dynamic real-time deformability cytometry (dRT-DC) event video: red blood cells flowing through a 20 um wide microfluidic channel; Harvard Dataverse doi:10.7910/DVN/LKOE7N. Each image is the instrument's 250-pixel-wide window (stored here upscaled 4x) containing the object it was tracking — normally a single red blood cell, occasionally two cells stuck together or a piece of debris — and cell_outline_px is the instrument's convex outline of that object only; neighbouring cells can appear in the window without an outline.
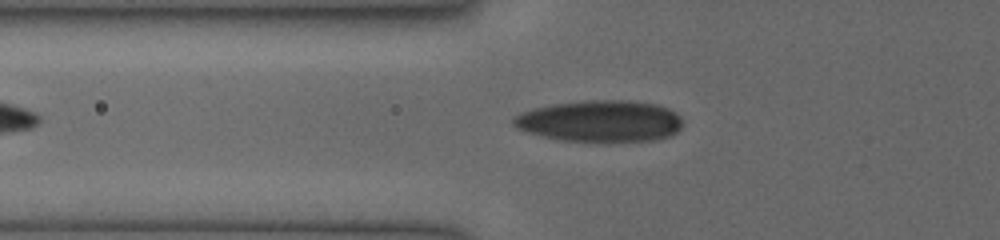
{"species": "human", "species_latin": "Homo sapiens", "temperature_condition": "cold", "stored_images_in_passage": 34, "camera_frame_rate_fps": 3000, "um_per_image_px": 0.085, "donor": {"sex": "female"}, "frame": {"image": 1, "passage_image": 4, "time_ms": 1.0, "image_size_px": [1000, 240], "cell_outline_px": [[680, 128], [672, 136], [656, 140], [600, 144], [560, 140], [544, 136], [516, 128], [512, 124], [512, 120], [520, 112], [532, 108], [552, 104], [588, 100], [628, 100], [656, 104], [668, 108], [676, 112], [680, 116]], "centroid_in_image_um": [51.03, 10.32], "position_along_channel_um": 74.8, "area_um2": 41.91}}
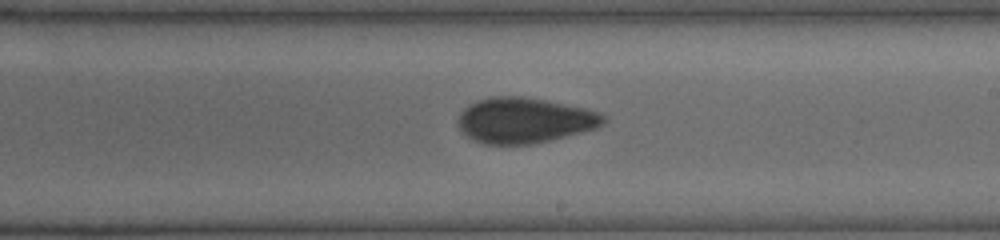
{"frame": {"image": 2, "passage_image": 16, "time_ms": 5.0, "image_size_px": [1000, 240], "cell_outline_px": [[608, 120], [604, 124], [596, 128], [532, 144], [484, 144], [472, 140], [456, 124], [456, 120], [460, 112], [468, 104], [476, 100], [488, 96], [524, 96], [588, 108], [600, 112], [608, 116]], "centroid_in_image_um": [44.57, 10.21], "position_along_channel_um": 244.4, "area_um2": 38.96}}
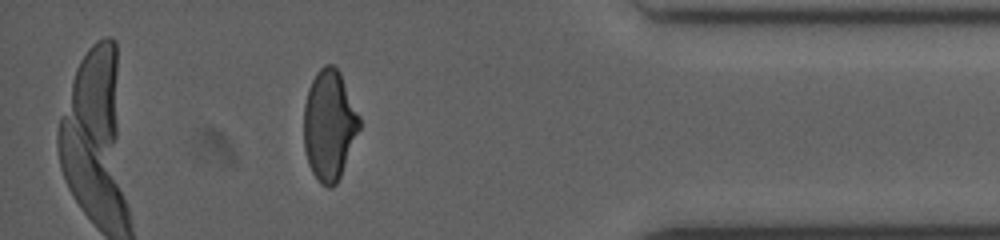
{"frame": {"image": 3, "passage_image": 29, "time_ms": 9.333, "image_size_px": [1000, 240], "cell_outline_px": [[360, 128], [340, 176], [336, 184], [332, 188], [328, 188], [320, 184], [312, 172], [308, 164], [304, 148], [304, 104], [308, 88], [316, 72], [324, 64], [332, 64], [340, 72], [360, 116]], "centroid_in_image_um": [27.98, 10.63], "position_along_channel_um": 407.2, "area_um2": 35.84}}